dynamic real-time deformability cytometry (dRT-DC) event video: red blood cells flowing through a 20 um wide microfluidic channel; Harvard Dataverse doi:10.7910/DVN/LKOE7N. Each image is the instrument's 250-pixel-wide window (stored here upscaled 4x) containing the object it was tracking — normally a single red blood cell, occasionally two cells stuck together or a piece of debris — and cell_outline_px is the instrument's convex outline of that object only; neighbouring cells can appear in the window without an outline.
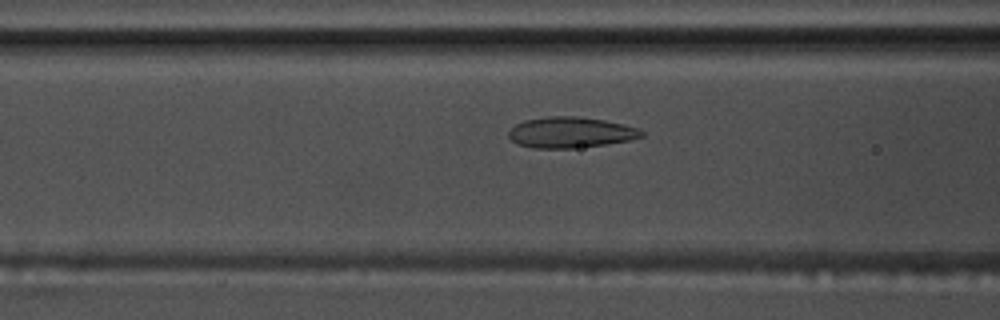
{"species": "common noctule bat (a hibernating species)", "species_latin": "Nyctalus noctula", "temperature_condition": "warm", "stored_images_in_passage": 46, "camera_frame_rate_fps": 3000, "um_per_image_px": 0.085, "animal": {"sex": "male", "body_mass_g": 17.5, "forearm_length_mm": 52.3}, "frame": {"image": 1, "passage_image": 13, "time_ms": 4.0, "image_size_px": [1000, 320], "cell_outline_px": [[644, 136], [628, 140], [604, 144], [572, 148], [532, 148], [520, 144], [512, 140], [508, 136], [508, 132], [516, 124], [524, 120], [548, 116], [576, 116], [604, 120], [624, 124], [640, 128], [644, 132]], "centroid_in_image_um": [48.51, 11.24], "position_along_channel_um": 118.1, "area_um2": 23.76}}
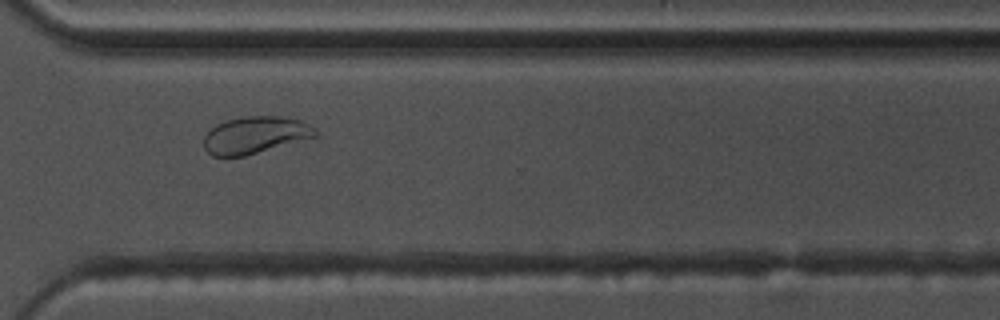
{"frame": {"image": 2, "passage_image": 32, "time_ms": 10.333, "image_size_px": [1000, 320], "cell_outline_px": [[320, 132], [316, 136], [244, 156], [212, 156], [204, 148], [204, 136], [216, 124], [224, 120], [244, 116], [280, 116], [300, 120], [316, 128]], "centroid_in_image_um": [21.68, 11.46], "position_along_channel_um": 348.9, "area_um2": 23.99}}
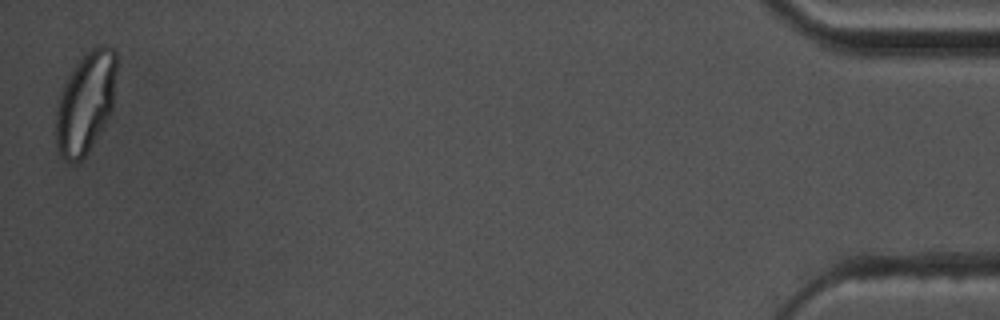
{"frame": {"image": 3, "passage_image": 46, "time_ms": 15.0, "image_size_px": [1000, 320], "cell_outline_px": [[116, 72], [112, 108], [104, 124], [92, 144], [84, 156], [76, 164], [72, 164], [64, 160], [56, 152], [56, 112], [60, 96], [64, 84], [76, 64], [92, 48], [100, 44], [104, 44], [112, 48], [116, 52]], "centroid_in_image_um": [7.26, 8.75], "position_along_channel_um": 427.9, "area_um2": 35.43}, "authors_computed_cell_mechanics": {"area_um2": 24.5072, "velocity_mm_per_s": 3.6484, "shape_relaxation_time_tau1_ms": 7.0503, "shape_relaxation_time_tau2_ms": 0.7967, "deformation_change_tau1": 0.1836, "deformation_change_tau2": 0.0597}}